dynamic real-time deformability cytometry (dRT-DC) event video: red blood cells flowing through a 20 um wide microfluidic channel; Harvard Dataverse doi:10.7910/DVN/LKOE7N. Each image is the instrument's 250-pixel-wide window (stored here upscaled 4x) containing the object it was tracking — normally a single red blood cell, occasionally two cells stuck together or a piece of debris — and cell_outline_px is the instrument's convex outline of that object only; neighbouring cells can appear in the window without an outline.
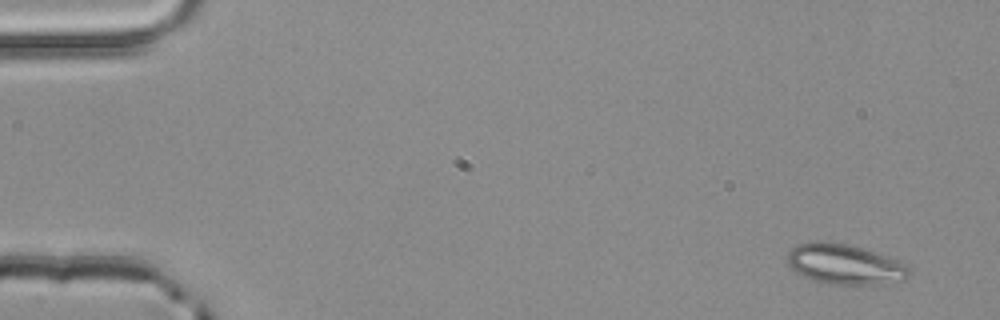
{"species": "common noctule bat (a hibernating species)", "species_latin": "Nyctalus noctula", "temperature_condition": "room temperature", "stored_images_in_passage": 4, "camera_frame_rate_fps": 3000, "um_per_image_px": 0.085, "animal": {"sex": "male", "body_mass_g": 20.4}, "frame": {"image": 1, "passage_image": 1, "time_ms": 0.0, "image_size_px": [1000, 320], "cell_outline_px": [[912, 272], [904, 280], [880, 284], [828, 284], [812, 280], [796, 272], [788, 264], [788, 252], [796, 244], [816, 240], [820, 240], [848, 244], [864, 248], [908, 264]], "centroid_in_image_um": [71.81, 22.45], "position_along_channel_um": 13.2, "area_um2": 28.78}}
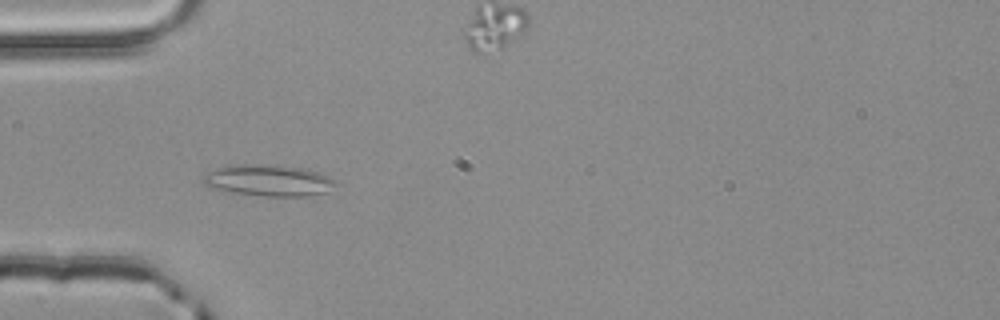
{"frame": {"image": 2, "passage_image": 4, "time_ms": 1.0, "image_size_px": [1000, 320], "cell_outline_px": [[340, 184], [324, 192], [308, 196], [264, 196], [236, 192], [204, 184], [204, 176], [208, 172], [220, 168], [244, 164], [272, 164], [304, 168], [320, 172], [340, 180]], "centroid_in_image_um": [23.01, 15.32], "position_along_channel_um": 62.0, "area_um2": 23.99}}